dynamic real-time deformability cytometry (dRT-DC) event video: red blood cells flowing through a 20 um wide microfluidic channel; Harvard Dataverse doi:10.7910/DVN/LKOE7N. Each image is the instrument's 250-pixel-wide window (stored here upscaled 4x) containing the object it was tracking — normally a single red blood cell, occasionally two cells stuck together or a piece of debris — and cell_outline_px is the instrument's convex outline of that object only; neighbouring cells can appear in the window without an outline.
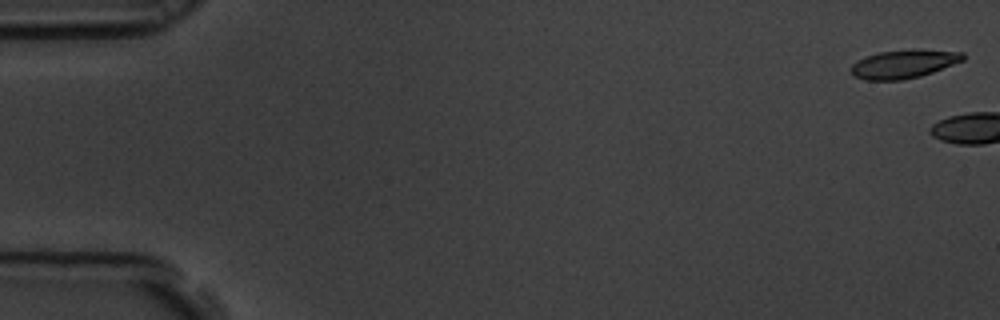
{"species": "common noctule bat (a hibernating species)", "species_latin": "Nyctalus noctula", "temperature_condition": "room temperature", "stored_images_in_passage": 4, "camera_frame_rate_fps": 3000, "um_per_image_px": 0.085, "animal": {"sex": "male", "body_mass_g": 19.5, "forearm_length_mm": 54.6}, "frame": {"image": 1, "passage_image": 1, "time_ms": 0.0, "image_size_px": [1000, 320], "cell_outline_px": [[964, 60], [932, 72], [920, 76], [904, 80], [864, 80], [852, 76], [852, 64], [856, 60], [864, 56], [880, 52], [912, 48], [964, 52]], "centroid_in_image_um": [76.8, 5.42], "position_along_channel_um": 8.2, "area_um2": 18.84}}